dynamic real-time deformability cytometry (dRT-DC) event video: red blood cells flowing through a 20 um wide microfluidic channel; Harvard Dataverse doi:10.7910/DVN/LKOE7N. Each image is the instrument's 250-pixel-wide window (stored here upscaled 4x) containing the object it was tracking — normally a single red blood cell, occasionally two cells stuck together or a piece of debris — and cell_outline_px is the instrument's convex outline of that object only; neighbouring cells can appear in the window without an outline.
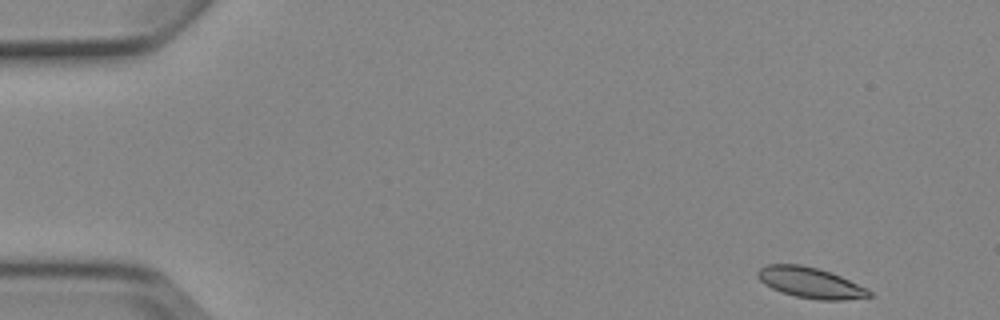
{"species": "Egyptian fruit bat (a non-hibernating species)", "species_latin": "Rousettus aegyptiacus", "temperature_condition": "cold", "stored_images_in_passage": 9, "camera_frame_rate_fps": 3000, "um_per_image_px": 0.085, "animal": {"sex": "female"}, "frame": {"image": 1, "passage_image": 1, "time_ms": 0.0, "image_size_px": [1000, 320], "cell_outline_px": [[872, 296], [844, 300], [820, 300], [796, 296], [780, 292], [764, 284], [756, 276], [756, 272], [760, 268], [768, 264], [800, 264], [816, 268], [840, 276], [868, 288], [872, 292]], "centroid_in_image_um": [68.87, 24.03], "position_along_channel_um": 16.1, "area_um2": 19.88}}
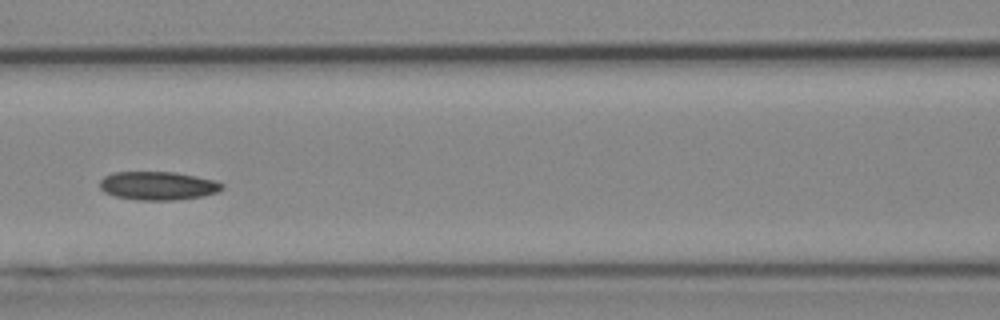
{"frame": {"image": 2, "passage_image": 6, "time_ms": 6.667, "image_size_px": [1000, 320], "cell_outline_px": [[224, 188], [216, 192], [204, 196], [172, 200], [136, 200], [116, 196], [104, 192], [100, 188], [100, 180], [104, 176], [112, 172], [176, 172], [216, 180], [224, 184]], "centroid_in_image_um": [13.43, 15.78], "position_along_channel_um": 153.2, "area_um2": 20.4}}
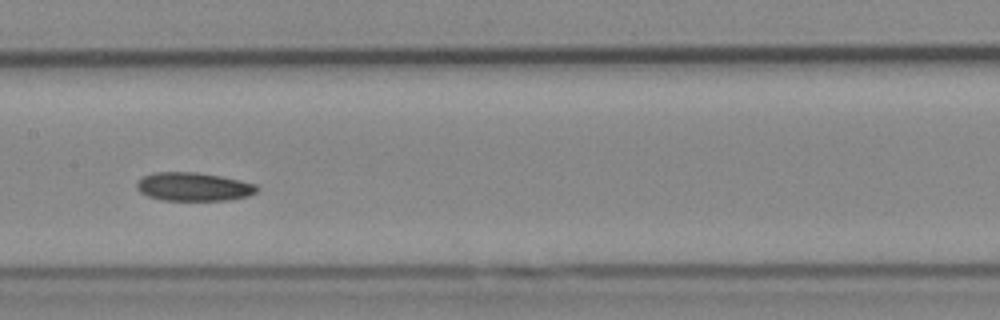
{"frame": {"image": 3, "passage_image": 7, "time_ms": 7.667, "image_size_px": [1000, 320], "cell_outline_px": [[260, 188], [256, 192], [248, 196], [228, 200], [160, 200], [148, 196], [140, 192], [136, 188], [136, 180], [152, 172], [196, 172], [220, 176], [240, 180], [256, 184]], "centroid_in_image_um": [16.43, 15.87], "position_along_channel_um": 191.0, "area_um2": 20.11}}